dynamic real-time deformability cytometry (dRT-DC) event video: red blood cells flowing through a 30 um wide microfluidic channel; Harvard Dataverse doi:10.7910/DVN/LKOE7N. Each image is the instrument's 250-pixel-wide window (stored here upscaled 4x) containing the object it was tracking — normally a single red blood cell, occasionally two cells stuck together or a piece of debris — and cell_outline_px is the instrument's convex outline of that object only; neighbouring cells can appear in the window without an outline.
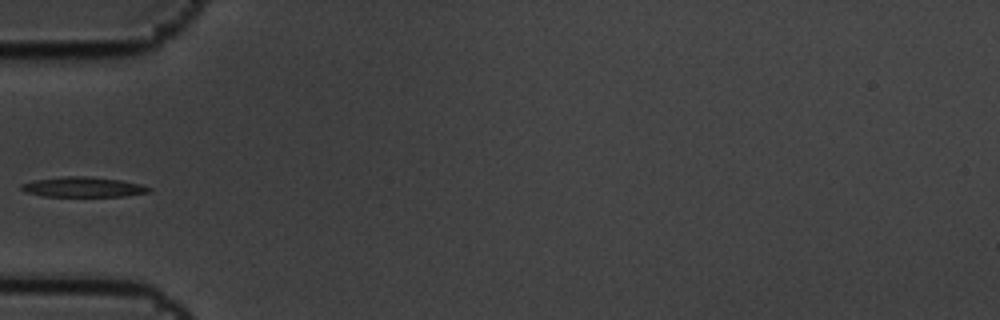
{"species": "common noctule bat (a hibernating species)", "species_latin": "Nyctalus noctula", "temperature_condition": "cold", "stored_images_in_passage": 9, "camera_frame_rate_fps": 3000, "um_per_image_px": 0.085, "animal": {"sex": "male", "body_mass_g": 19.5, "forearm_length_mm": 54.6}, "frame": {"image": 1, "passage_image": 1, "time_ms": 0.0, "image_size_px": [1000, 320], "cell_outline_px": [[152, 188], [148, 192], [124, 196], [44, 196], [24, 192], [20, 188], [20, 184], [32, 180], [64, 176], [88, 176], [120, 180], [140, 184]], "centroid_in_image_um": [7.01, 15.89], "position_along_channel_um": 78.0, "area_um2": 14.91}}
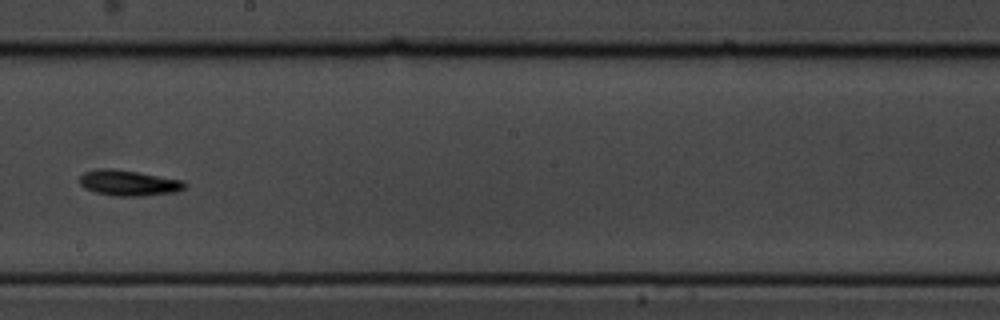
{"frame": {"image": 2, "passage_image": 5, "time_ms": 1.333, "image_size_px": [1000, 320], "cell_outline_px": [[188, 184], [184, 188], [176, 192], [140, 196], [116, 196], [96, 192], [84, 188], [80, 184], [80, 176], [84, 172], [100, 168], [112, 168], [184, 180]], "centroid_in_image_um": [10.94, 15.55], "position_along_channel_um": 237.3, "area_um2": 15.66}}
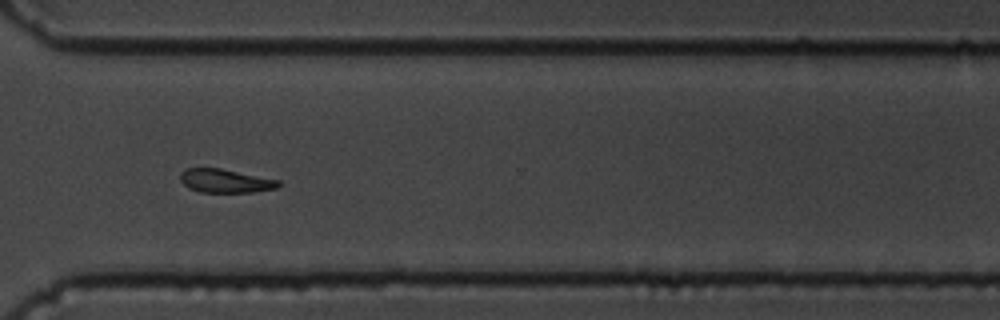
{"frame": {"image": 3, "passage_image": 8, "time_ms": 2.333, "image_size_px": [1000, 320], "cell_outline_px": [[284, 184], [280, 188], [252, 192], [200, 192], [188, 188], [180, 180], [180, 172], [184, 168], [220, 168], [280, 180]], "centroid_in_image_um": [19.19, 15.38], "position_along_channel_um": 351.4, "area_um2": 13.76}}